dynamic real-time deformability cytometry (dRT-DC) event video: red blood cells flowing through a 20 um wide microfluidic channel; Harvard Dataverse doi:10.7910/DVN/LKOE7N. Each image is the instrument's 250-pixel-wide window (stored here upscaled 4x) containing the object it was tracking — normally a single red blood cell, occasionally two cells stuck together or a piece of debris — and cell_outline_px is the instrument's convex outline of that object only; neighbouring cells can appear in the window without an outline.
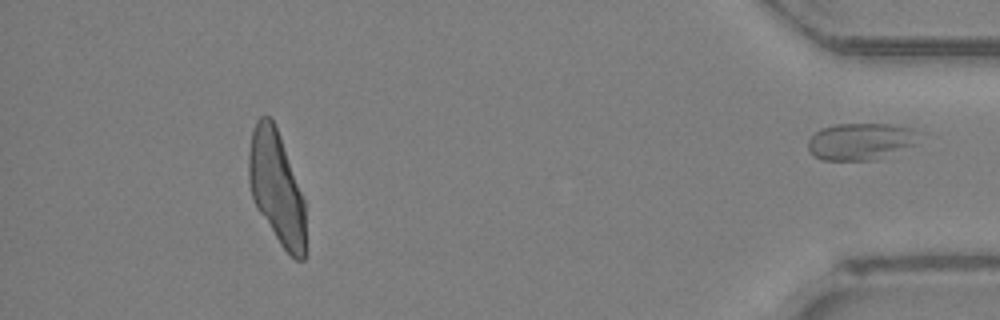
{"species": "Egyptian fruit bat (a non-hibernating species)", "species_latin": "Rousettus aegyptiacus", "temperature_condition": "room temperature", "stored_images_in_passage": 32, "segment_of_instrument_passage": [2, 2], "camera_frame_rate_fps": 3000, "um_per_image_px": 0.085, "animal": {"sex": "female"}, "frame": {"image": 1, "passage_image": 32, "time_ms": 10.333, "image_size_px": [1000, 320], "cell_outline_px": [[928, 132], [916, 144], [876, 160], [824, 160], [816, 156], [808, 148], [808, 140], [820, 128], [836, 124], [896, 124], [916, 128]], "centroid_in_image_um": [73.31, 11.99], "position_along_channel_um": 361.9, "area_um2": 24.51}}